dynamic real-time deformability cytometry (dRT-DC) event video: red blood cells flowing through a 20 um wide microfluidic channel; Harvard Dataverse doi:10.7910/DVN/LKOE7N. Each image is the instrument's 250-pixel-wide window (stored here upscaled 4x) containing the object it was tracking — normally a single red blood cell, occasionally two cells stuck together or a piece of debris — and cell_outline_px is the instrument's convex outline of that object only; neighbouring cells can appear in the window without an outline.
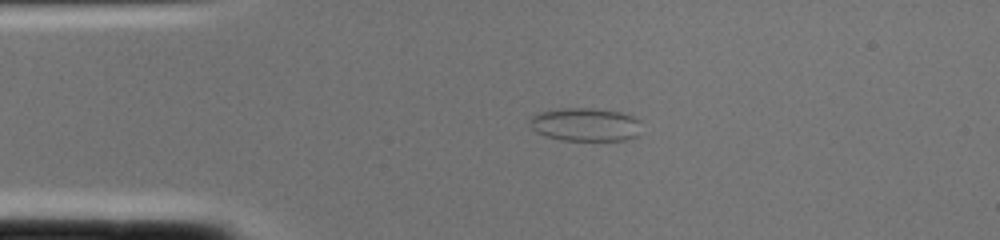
{"species": "common noctule bat (a hibernating species)", "species_latin": "Nyctalus noctula", "temperature_condition": "cold", "stored_images_in_passage": 1, "camera_frame_rate_fps": 3000, "um_per_image_px": 0.085, "animal": {"sex": "female", "body_mass_g": 22.0, "forearm_length_mm": 56.7}, "frame": {"image": 1, "passage_image": 1, "time_ms": 0.0, "image_size_px": [1000, 240], "cell_outline_px": [[640, 120], [636, 136], [628, 140], [560, 140], [544, 136], [536, 132], [528, 124], [528, 120], [532, 116], [540, 112], [556, 108], [592, 108], [620, 112], [632, 116]], "centroid_in_image_um": [49.69, 10.58], "position_along_channel_um": 35.3, "area_um2": 21.79}}